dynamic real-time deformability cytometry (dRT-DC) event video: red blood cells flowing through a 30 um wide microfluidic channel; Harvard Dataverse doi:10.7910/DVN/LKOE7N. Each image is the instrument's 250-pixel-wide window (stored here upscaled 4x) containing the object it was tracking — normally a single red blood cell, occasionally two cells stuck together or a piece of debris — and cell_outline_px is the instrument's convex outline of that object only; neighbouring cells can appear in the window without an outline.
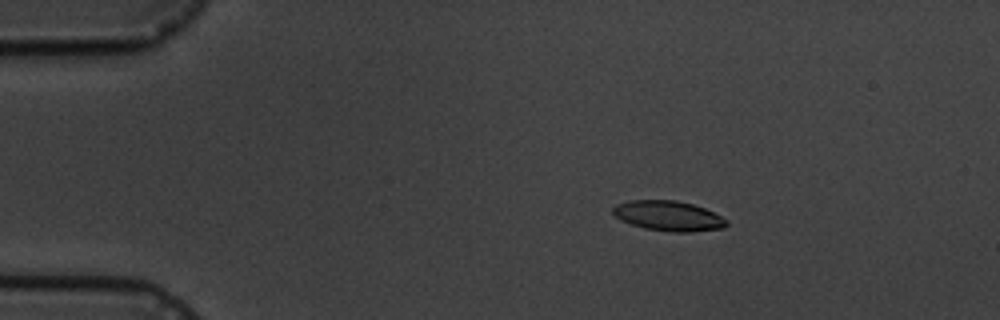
{"species": "common noctule bat (a hibernating species)", "species_latin": "Nyctalus noctula", "temperature_condition": "cold", "stored_images_in_passage": 5, "camera_frame_rate_fps": 3000, "um_per_image_px": 0.085, "animal": {"sex": "male", "body_mass_g": 19.5, "forearm_length_mm": 54.6}, "frame": {"image": 1, "passage_image": 3, "time_ms": 2.333, "image_size_px": [1000, 320], "cell_outline_px": [[728, 224], [724, 228], [692, 232], [672, 232], [644, 228], [620, 220], [612, 212], [612, 208], [616, 204], [628, 200], [676, 200], [692, 204], [704, 208], [728, 220]], "centroid_in_image_um": [56.81, 18.35], "position_along_channel_um": 28.2, "area_um2": 19.94}}